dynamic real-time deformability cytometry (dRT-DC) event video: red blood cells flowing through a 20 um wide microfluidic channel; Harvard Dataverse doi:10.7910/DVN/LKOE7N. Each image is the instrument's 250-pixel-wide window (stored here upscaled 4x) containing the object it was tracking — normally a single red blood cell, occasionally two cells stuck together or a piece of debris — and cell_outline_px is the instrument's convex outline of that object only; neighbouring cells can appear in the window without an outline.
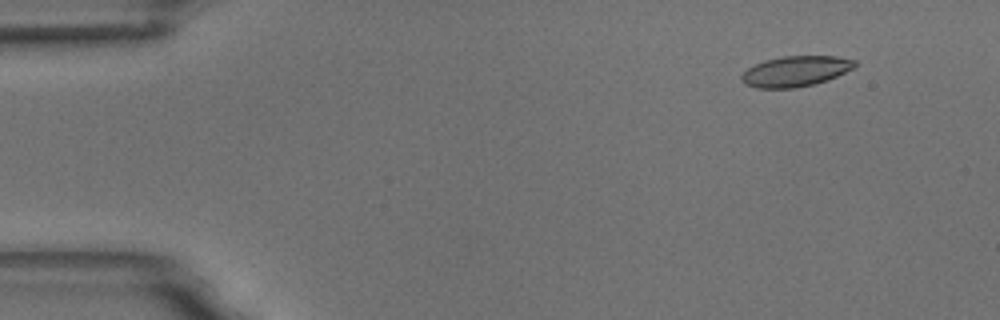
{"species": "common noctule bat (a hibernating species)", "species_latin": "Nyctalus noctula", "temperature_condition": "room temperature", "stored_images_in_passage": 4, "camera_frame_rate_fps": 3000, "um_per_image_px": 0.085, "animal": {"sex": "male", "body_mass_g": 18.8}, "frame": {"image": 1, "passage_image": 1, "time_ms": 0.0, "image_size_px": [1000, 320], "cell_outline_px": [[856, 68], [828, 80], [812, 84], [792, 88], [756, 88], [744, 84], [740, 80], [740, 76], [748, 68], [764, 60], [784, 56], [836, 56], [856, 60]], "centroid_in_image_um": [67.63, 6.05], "position_along_channel_um": 17.4, "area_um2": 20.23}}
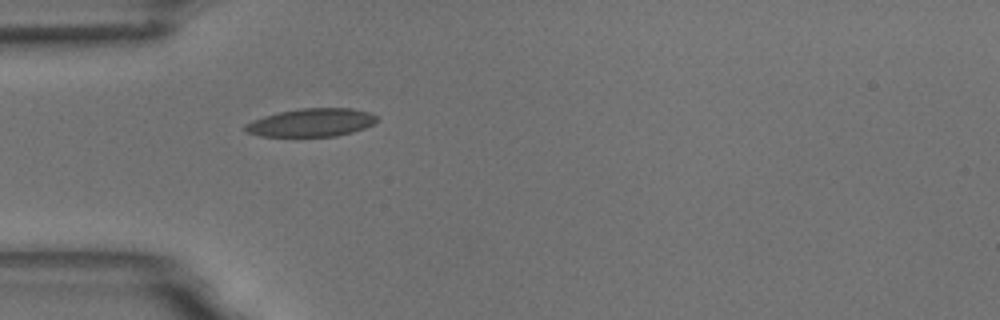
{"frame": {"image": 2, "passage_image": 4, "time_ms": 3.667, "image_size_px": [1000, 320], "cell_outline_px": [[376, 120], [372, 124], [364, 128], [352, 132], [336, 136], [260, 136], [244, 132], [244, 124], [252, 120], [264, 116], [280, 112], [300, 108], [352, 108], [368, 112], [376, 116]], "centroid_in_image_um": [26.41, 10.42], "position_along_channel_um": 58.6, "area_um2": 21.5}}